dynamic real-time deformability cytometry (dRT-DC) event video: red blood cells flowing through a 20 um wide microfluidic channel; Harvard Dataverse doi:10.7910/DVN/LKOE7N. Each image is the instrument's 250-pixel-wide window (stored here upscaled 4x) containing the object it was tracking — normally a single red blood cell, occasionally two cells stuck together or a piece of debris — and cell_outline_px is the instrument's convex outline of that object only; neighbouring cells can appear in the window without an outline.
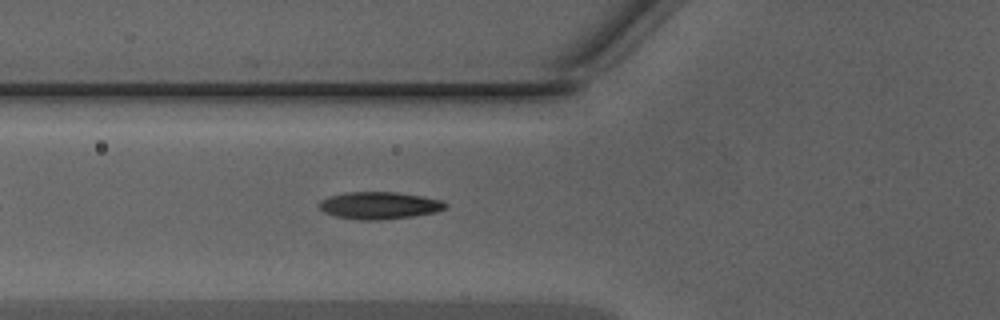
{"species": "Egyptian fruit bat (a non-hibernating species)", "species_latin": "Rousettus aegyptiacus", "temperature_condition": "warm", "stored_images_in_passage": 32, "camera_frame_rate_fps": 3000, "um_per_image_px": 0.085, "animal": {"sex": "male"}, "frame": {"image": 1, "passage_image": 7, "time_ms": 2.0, "image_size_px": [1000, 320], "cell_outline_px": [[448, 208], [436, 212], [412, 216], [380, 220], [356, 220], [336, 216], [324, 212], [320, 208], [320, 200], [328, 196], [344, 192], [396, 192], [424, 196], [440, 200], [448, 204]], "centroid_in_image_um": [32.25, 17.46], "position_along_channel_um": 93.5, "area_um2": 20.17}}
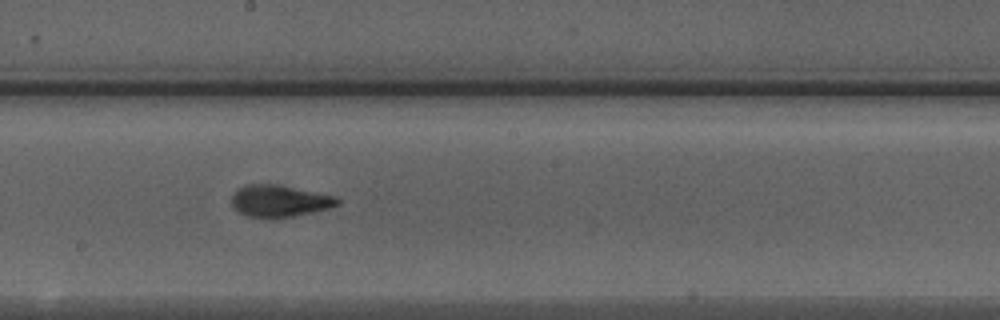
{"frame": {"image": 2, "passage_image": 16, "time_ms": 5.0, "image_size_px": [1000, 320], "cell_outline_px": [[340, 204], [328, 208], [292, 216], [272, 220], [248, 216], [236, 212], [232, 204], [232, 192], [236, 188], [248, 184], [276, 184], [336, 196], [340, 200]], "centroid_in_image_um": [23.69, 17.09], "position_along_channel_um": 224.5, "area_um2": 19.94}}
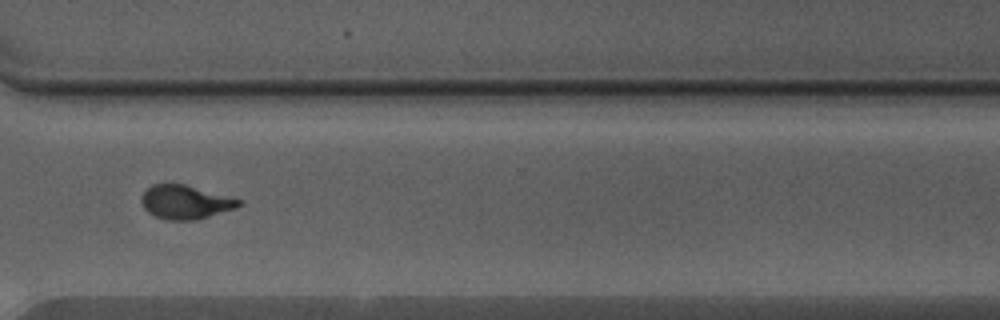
{"frame": {"image": 3, "passage_image": 25, "time_ms": 8.0, "image_size_px": [1000, 320], "cell_outline_px": [[244, 204], [236, 208], [196, 220], [168, 220], [156, 216], [148, 212], [144, 208], [140, 200], [140, 196], [152, 184], [184, 184], [240, 200]], "centroid_in_image_um": [15.73, 17.19], "position_along_channel_um": 354.9, "area_um2": 18.96}, "authors_computed_cell_mechanics": {"area_um2": 18.9584, "velocity_mm_per_s": 4.3527, "shape_relaxation_time_tau1_ms": 3.0805, "shape_relaxation_time_tau2_ms": 0.9962, "deformation_change_tau1": 0.1795, "deformation_change_tau2": 0.0853}}